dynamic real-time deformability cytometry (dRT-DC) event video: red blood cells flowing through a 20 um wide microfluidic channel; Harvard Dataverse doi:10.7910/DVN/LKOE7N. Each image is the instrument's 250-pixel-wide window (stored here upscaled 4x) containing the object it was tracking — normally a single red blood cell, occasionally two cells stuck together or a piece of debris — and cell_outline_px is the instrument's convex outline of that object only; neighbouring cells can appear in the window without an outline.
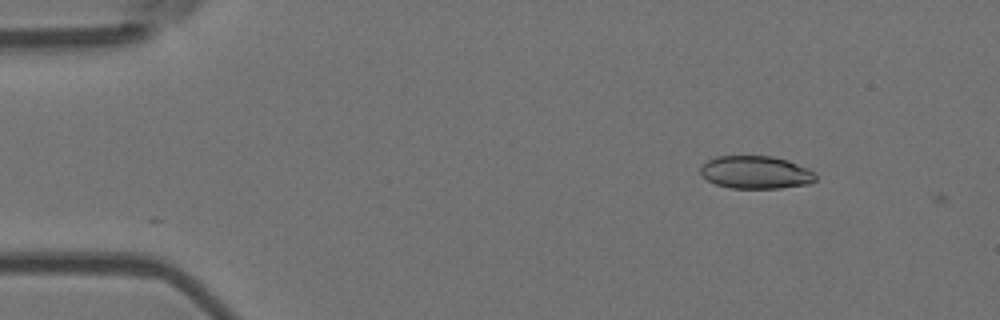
{"species": "Egyptian fruit bat (a non-hibernating species)", "species_latin": "Rousettus aegyptiacus", "temperature_condition": "room temperature", "stored_images_in_passage": 3, "camera_frame_rate_fps": 3000, "um_per_image_px": 0.085, "animal": {"sex": "female"}, "frame": {"image": 1, "passage_image": 2, "time_ms": 0.333, "image_size_px": [1000, 320], "cell_outline_px": [[816, 180], [812, 184], [780, 188], [732, 188], [716, 184], [708, 180], [700, 172], [700, 168], [708, 160], [716, 156], [772, 156], [788, 160], [808, 168], [816, 176]], "centroid_in_image_um": [64.27, 14.65], "position_along_channel_um": 20.7, "area_um2": 22.02}}